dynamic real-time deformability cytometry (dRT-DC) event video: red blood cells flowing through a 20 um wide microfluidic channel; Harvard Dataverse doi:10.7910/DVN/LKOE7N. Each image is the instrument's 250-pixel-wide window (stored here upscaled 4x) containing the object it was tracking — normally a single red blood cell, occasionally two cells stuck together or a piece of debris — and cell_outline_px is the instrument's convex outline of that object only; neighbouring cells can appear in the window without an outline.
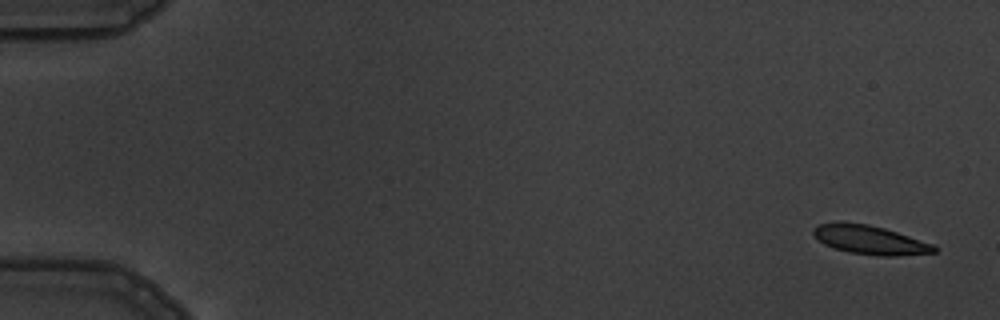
{"species": "common noctule bat (a hibernating species)", "species_latin": "Nyctalus noctula", "temperature_condition": "warm", "stored_images_in_passage": 3, "camera_frame_rate_fps": 3000, "um_per_image_px": 0.085, "animal": {"sex": "male", "body_mass_g": 19.5, "forearm_length_mm": 54.6}, "frame": {"image": 1, "passage_image": 1, "time_ms": 0.0, "image_size_px": [1000, 320], "cell_outline_px": [[936, 252], [896, 256], [880, 256], [848, 252], [824, 244], [812, 232], [812, 228], [816, 224], [836, 220], [840, 220], [868, 224], [884, 228], [936, 244]], "centroid_in_image_um": [73.92, 20.36], "position_along_channel_um": 11.1, "area_um2": 20.69}}